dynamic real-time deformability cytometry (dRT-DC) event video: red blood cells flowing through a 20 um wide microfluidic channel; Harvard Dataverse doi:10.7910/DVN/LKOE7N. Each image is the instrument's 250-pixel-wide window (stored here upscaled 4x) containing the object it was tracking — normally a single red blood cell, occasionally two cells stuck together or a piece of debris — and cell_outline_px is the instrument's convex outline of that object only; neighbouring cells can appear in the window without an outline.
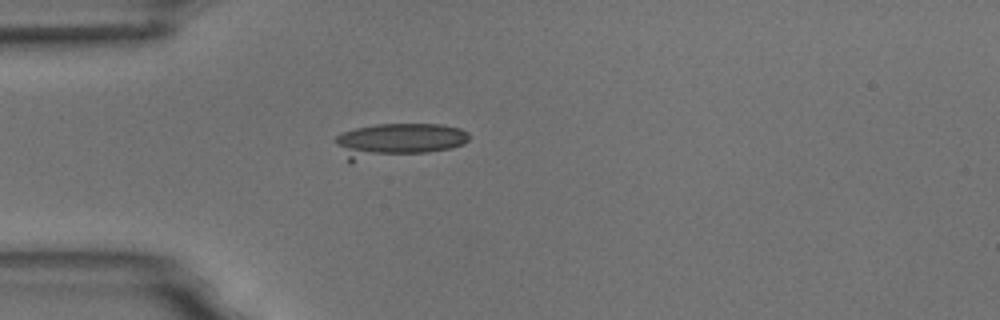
{"species": "common noctule bat (a hibernating species)", "species_latin": "Nyctalus noctula", "temperature_condition": "room temperature", "stored_images_in_passage": 1, "camera_frame_rate_fps": 3000, "um_per_image_px": 0.085, "animal": {"sex": "male", "body_mass_g": 18.8}, "frame": {"image": 1, "passage_image": 1, "time_ms": 0.0, "image_size_px": [1000, 320], "cell_outline_px": [[468, 140], [464, 144], [452, 148], [428, 152], [352, 164], [348, 164], [336, 144], [336, 136], [340, 132], [356, 128], [376, 124], [440, 124], [460, 128], [468, 132]], "centroid_in_image_um": [33.74, 11.97], "position_along_channel_um": 51.3, "area_um2": 27.46}}